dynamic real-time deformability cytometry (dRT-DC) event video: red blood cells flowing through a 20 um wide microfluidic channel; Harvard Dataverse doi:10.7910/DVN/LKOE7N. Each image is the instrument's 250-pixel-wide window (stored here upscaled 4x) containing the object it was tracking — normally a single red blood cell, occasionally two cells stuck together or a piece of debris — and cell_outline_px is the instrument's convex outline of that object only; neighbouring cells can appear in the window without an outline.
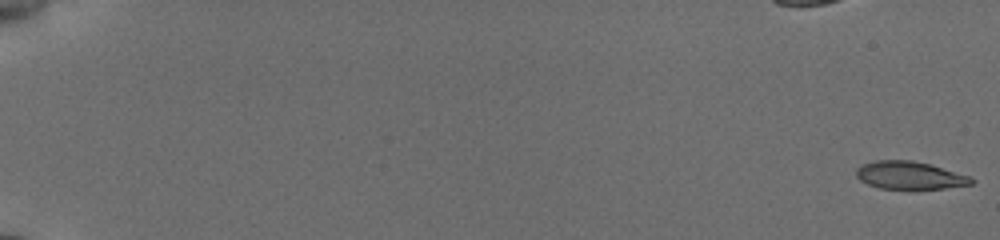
{"species": "common noctule bat (a hibernating species)", "species_latin": "Nyctalus noctula", "temperature_condition": "cold", "stored_images_in_passage": 17, "camera_frame_rate_fps": 3000, "um_per_image_px": 0.085, "animal": {"sex": "female", "body_mass_g": 19.5, "forearm_length_mm": 54.1}, "frame": {"image": 1, "passage_image": 1, "time_ms": 0.0, "image_size_px": [1000, 240], "cell_outline_px": [[976, 180], [972, 184], [944, 188], [912, 192], [880, 188], [868, 184], [860, 180], [856, 176], [856, 168], [864, 164], [876, 160], [912, 160], [928, 164], [972, 176]], "centroid_in_image_um": [77.35, 14.95], "position_along_channel_um": 7.6, "area_um2": 19.36}}